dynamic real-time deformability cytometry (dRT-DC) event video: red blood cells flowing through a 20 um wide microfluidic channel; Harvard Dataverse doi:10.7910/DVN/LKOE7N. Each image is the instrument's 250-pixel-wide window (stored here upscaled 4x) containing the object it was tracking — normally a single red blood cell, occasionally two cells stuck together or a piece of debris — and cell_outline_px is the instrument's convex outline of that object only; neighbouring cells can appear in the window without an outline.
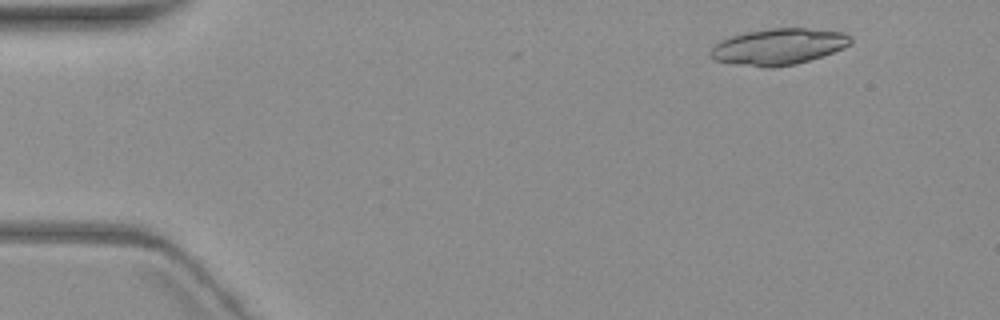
{"species": "common noctule bat (a hibernating species)", "species_latin": "Nyctalus noctula", "temperature_condition": "warm", "stored_images_in_passage": 4, "camera_frame_rate_fps": 3000, "um_per_image_px": 0.085, "animal": {"sex": "female", "body_mass_g": 19.3, "forearm_length_mm": 54.1}, "frame": {"image": 1, "passage_image": 1, "time_ms": 0.0, "image_size_px": [1000, 320], "cell_outline_px": [[852, 40], [844, 48], [796, 64], [772, 68], [764, 68], [732, 64], [716, 60], [708, 52], [720, 40], [728, 36], [744, 32], [768, 28], [804, 28], [844, 32], [852, 36]], "centroid_in_image_um": [66.14, 3.96], "position_along_channel_um": 18.9, "area_um2": 29.77}}